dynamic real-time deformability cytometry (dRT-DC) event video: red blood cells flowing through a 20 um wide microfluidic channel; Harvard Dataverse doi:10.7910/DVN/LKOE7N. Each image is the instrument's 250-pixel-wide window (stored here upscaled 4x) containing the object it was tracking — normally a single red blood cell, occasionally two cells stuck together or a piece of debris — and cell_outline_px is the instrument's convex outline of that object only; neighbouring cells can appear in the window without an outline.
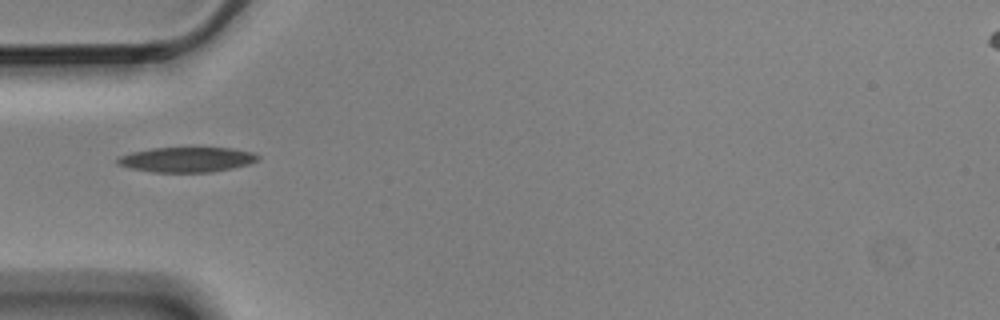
{"species": "Egyptian fruit bat (a non-hibernating species)", "species_latin": "Rousettus aegyptiacus", "temperature_condition": "cold", "stored_images_in_passage": 7, "camera_frame_rate_fps": 3000, "um_per_image_px": 0.085, "animal": {"sex": "male"}, "frame": {"image": 1, "passage_image": 2, "time_ms": 0.333, "image_size_px": [1000, 320], "cell_outline_px": [[260, 156], [256, 160], [248, 164], [232, 168], [212, 172], [152, 172], [132, 168], [116, 164], [116, 156], [132, 152], [152, 148], [232, 148], [252, 152]], "centroid_in_image_um": [15.84, 13.56], "position_along_channel_um": 69.2, "area_um2": 20.4}}
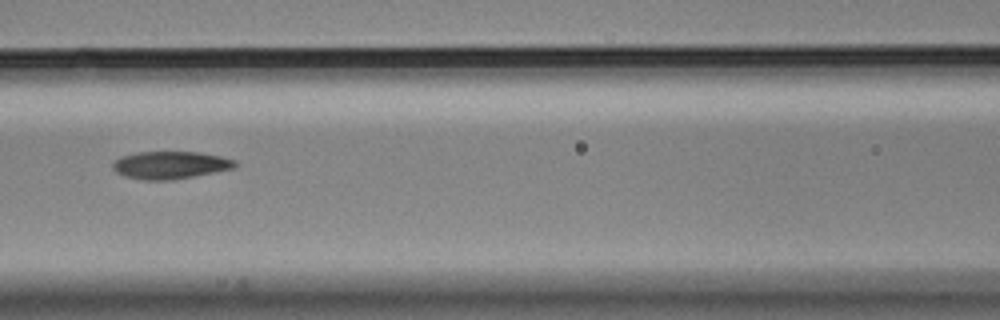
{"frame": {"image": 2, "passage_image": 4, "time_ms": 1.0, "image_size_px": [1000, 320], "cell_outline_px": [[236, 164], [232, 168], [172, 180], [144, 180], [124, 176], [116, 172], [112, 168], [112, 164], [120, 156], [136, 152], [200, 152], [220, 156], [236, 160]], "centroid_in_image_um": [14.42, 14.02], "position_along_channel_um": 152.2, "area_um2": 19.48}}
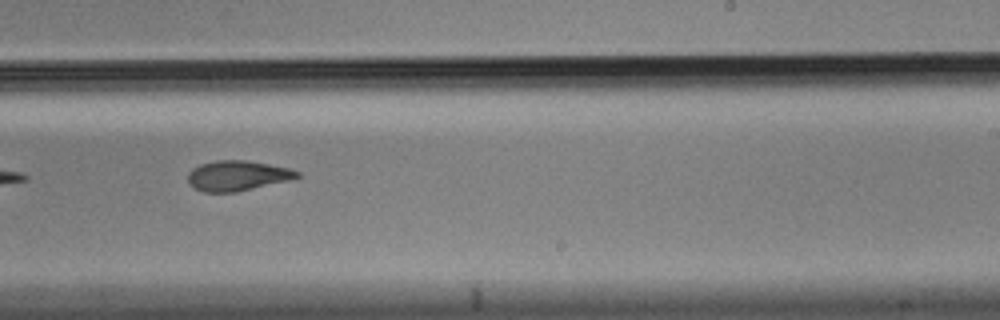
{"frame": {"image": 3, "passage_image": 7, "time_ms": 2.0, "image_size_px": [1000, 320], "cell_outline_px": [[300, 176], [288, 180], [236, 192], [204, 192], [188, 184], [188, 172], [192, 168], [200, 164], [216, 160], [244, 160], [268, 164], [288, 168], [300, 172]], "centroid_in_image_um": [20.13, 14.93], "position_along_channel_um": 268.9, "area_um2": 19.02}}